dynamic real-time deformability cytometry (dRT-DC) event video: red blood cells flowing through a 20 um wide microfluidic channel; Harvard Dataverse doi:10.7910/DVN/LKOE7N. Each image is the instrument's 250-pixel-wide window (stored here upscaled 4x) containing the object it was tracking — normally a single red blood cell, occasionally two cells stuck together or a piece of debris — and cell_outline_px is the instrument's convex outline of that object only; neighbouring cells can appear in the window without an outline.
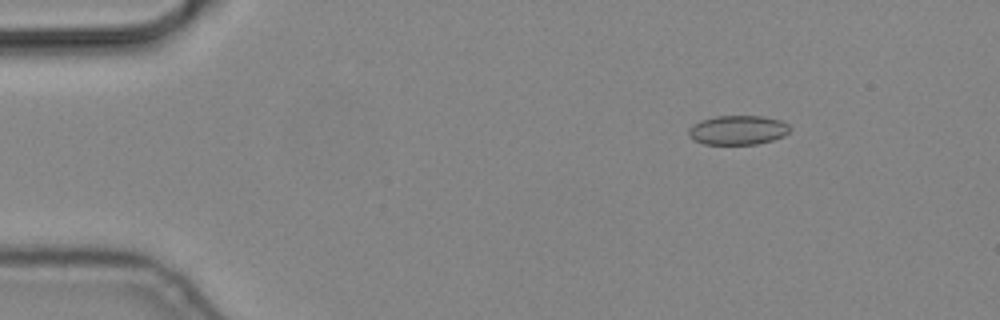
{"species": "common noctule bat (a hibernating species)", "species_latin": "Nyctalus noctula", "temperature_condition": "cold", "stored_images_in_passage": 3, "camera_frame_rate_fps": 3000, "um_per_image_px": 0.085, "animal": {"sex": "male", "body_mass_g": 19.2, "forearm_length_mm": 51.8}, "frame": {"image": 1, "passage_image": 1, "time_ms": 0.0, "image_size_px": [1000, 320], "cell_outline_px": [[792, 128], [784, 136], [772, 140], [756, 144], [704, 144], [692, 140], [688, 136], [688, 128], [692, 124], [700, 120], [716, 116], [764, 116], [780, 120], [788, 124]], "centroid_in_image_um": [62.69, 11.05], "position_along_channel_um": 22.3, "area_um2": 17.51}}
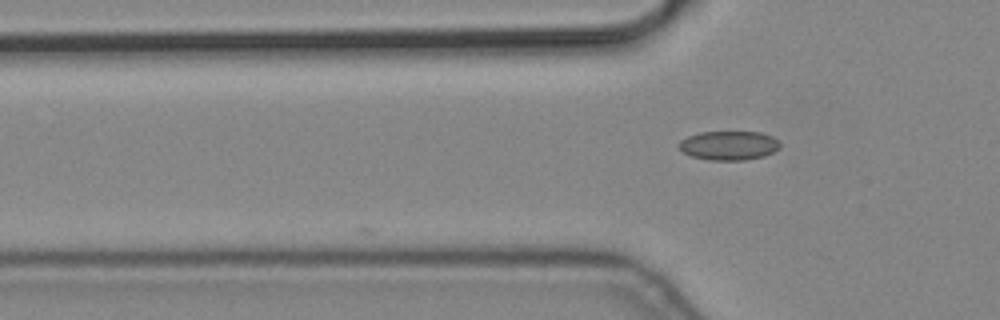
{"frame": {"image": 2, "passage_image": 3, "time_ms": 0.667, "image_size_px": [1000, 320], "cell_outline_px": [[780, 148], [764, 156], [744, 160], [708, 160], [692, 156], [684, 152], [680, 148], [680, 140], [688, 136], [700, 132], [760, 132], [772, 136], [780, 144]], "centroid_in_image_um": [61.96, 12.36], "position_along_channel_um": 63.8, "area_um2": 16.99}}